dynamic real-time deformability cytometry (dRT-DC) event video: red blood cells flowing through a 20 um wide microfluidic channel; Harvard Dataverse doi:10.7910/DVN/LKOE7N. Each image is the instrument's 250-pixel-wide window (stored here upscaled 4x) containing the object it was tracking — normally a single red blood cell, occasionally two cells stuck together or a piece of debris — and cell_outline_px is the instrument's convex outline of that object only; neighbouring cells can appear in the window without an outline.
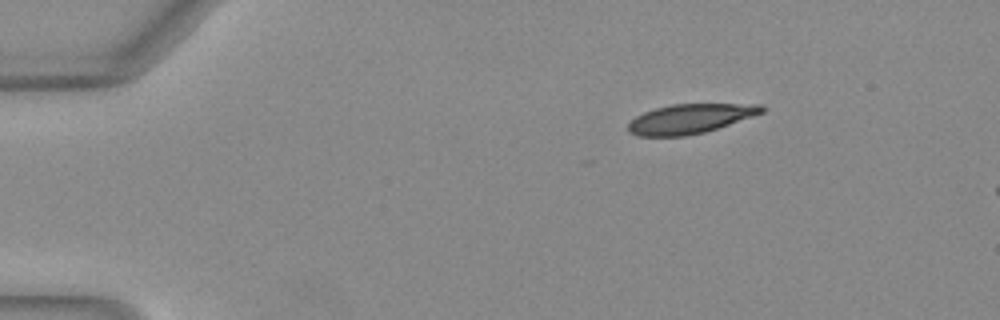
{"species": "Egyptian fruit bat (a non-hibernating species)", "species_latin": "Rousettus aegyptiacus", "temperature_condition": "warm", "stored_images_in_passage": 7, "camera_frame_rate_fps": 3000, "um_per_image_px": 0.085, "animal": {"sex": "female"}, "frame": {"image": 1, "passage_image": 1, "time_ms": 0.0, "image_size_px": [1000, 320], "cell_outline_px": [[764, 112], [704, 132], [684, 136], [636, 136], [628, 132], [628, 124], [636, 116], [644, 112], [656, 108], [672, 104], [764, 104]], "centroid_in_image_um": [58.63, 10.09], "position_along_channel_um": 26.4, "area_um2": 22.72}}